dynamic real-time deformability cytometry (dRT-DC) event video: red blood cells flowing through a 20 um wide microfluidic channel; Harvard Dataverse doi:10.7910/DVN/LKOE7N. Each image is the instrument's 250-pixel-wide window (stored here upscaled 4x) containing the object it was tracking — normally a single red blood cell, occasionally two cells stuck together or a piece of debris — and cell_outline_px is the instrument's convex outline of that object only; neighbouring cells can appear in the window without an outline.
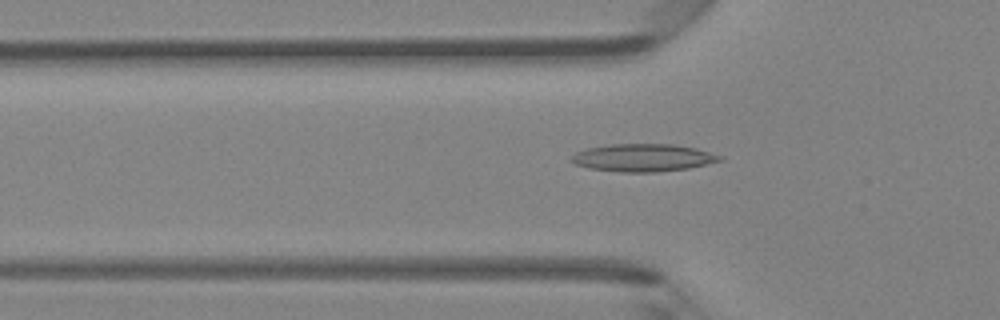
{"species": "Egyptian fruit bat (a non-hibernating species)", "species_latin": "Rousettus aegyptiacus", "temperature_condition": "room temperature", "stored_images_in_passage": 45, "camera_frame_rate_fps": 3000, "um_per_image_px": 0.085, "animal": {"sex": "female"}, "frame": {"image": 1, "passage_image": 16, "time_ms": 5.0, "image_size_px": [1000, 320], "cell_outline_px": [[724, 160], [688, 168], [656, 172], [620, 172], [588, 168], [576, 164], [568, 160], [576, 152], [588, 148], [612, 144], [672, 144], [696, 148], [724, 156]], "centroid_in_image_um": [54.67, 13.4], "position_along_channel_um": 71.1, "area_um2": 23.93}}
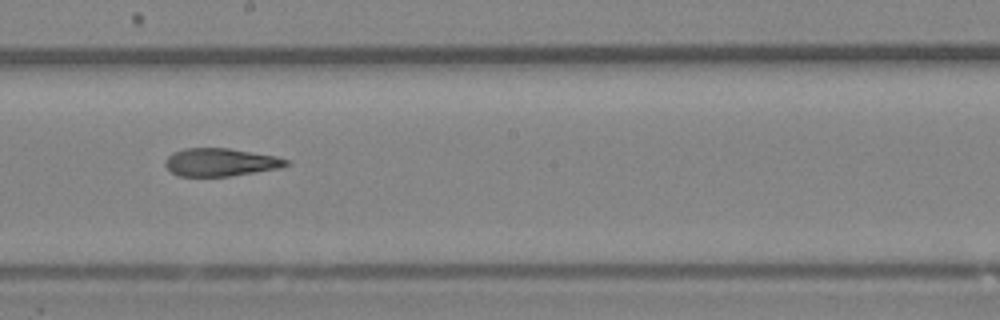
{"frame": {"image": 2, "passage_image": 27, "time_ms": 8.667, "image_size_px": [1000, 320], "cell_outline_px": [[292, 164], [280, 168], [228, 176], [180, 176], [172, 172], [164, 164], [164, 160], [172, 152], [184, 148], [228, 148], [276, 156], [288, 160]], "centroid_in_image_um": [18.74, 13.78], "position_along_channel_um": 229.5, "area_um2": 19.65}}
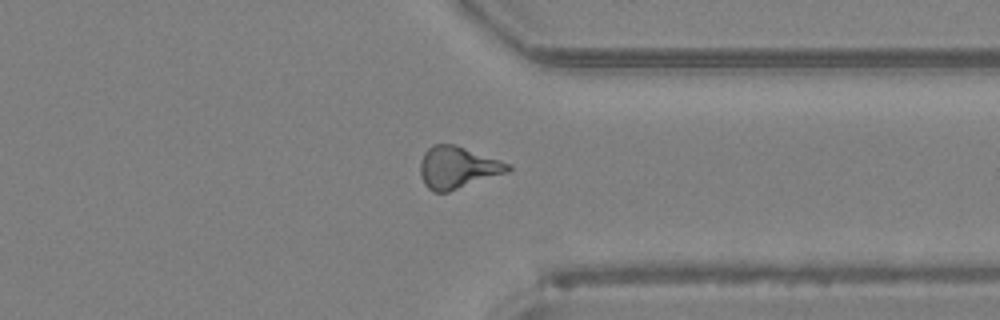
{"frame": {"image": 3, "passage_image": 37, "time_ms": 12.0, "image_size_px": [1000, 320], "cell_outline_px": [[512, 168], [508, 172], [448, 192], [432, 192], [424, 184], [420, 176], [420, 160], [424, 152], [432, 144], [456, 144], [512, 164]], "centroid_in_image_um": [38.89, 14.23], "position_along_channel_um": 372.5, "area_um2": 21.73}}